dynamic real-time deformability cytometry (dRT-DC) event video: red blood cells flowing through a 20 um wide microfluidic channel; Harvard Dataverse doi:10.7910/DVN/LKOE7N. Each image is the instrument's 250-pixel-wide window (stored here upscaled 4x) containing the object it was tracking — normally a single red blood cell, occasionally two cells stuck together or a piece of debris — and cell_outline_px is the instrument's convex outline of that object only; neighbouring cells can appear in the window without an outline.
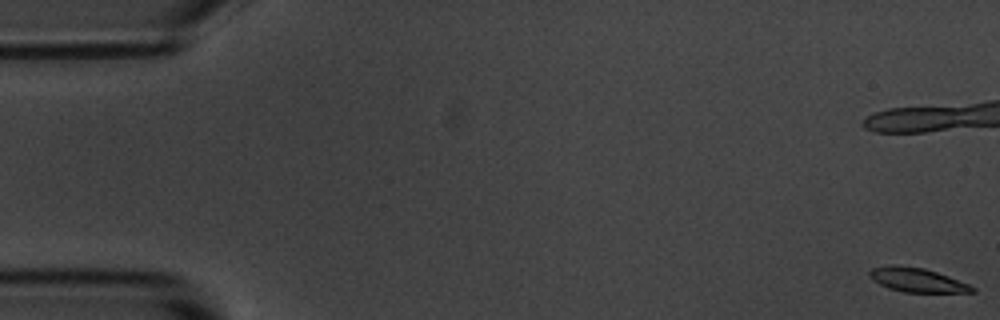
{"species": "common noctule bat (a hibernating species)", "species_latin": "Nyctalus noctula", "temperature_condition": "room temperature", "stored_images_in_passage": 21, "camera_frame_rate_fps": 3000, "um_per_image_px": 0.085, "animal": {"sex": "male", "body_mass_g": 20.1, "forearm_length_mm": 53.5}, "frame": {"image": 1, "passage_image": 1, "time_ms": 0.0, "image_size_px": [1000, 320], "cell_outline_px": [[976, 292], [904, 292], [888, 288], [872, 280], [868, 276], [868, 272], [872, 268], [888, 264], [896, 264], [924, 268], [948, 276], [968, 284], [976, 288]], "centroid_in_image_um": [77.9, 23.78], "position_along_channel_um": 7.1, "area_um2": 14.51}}